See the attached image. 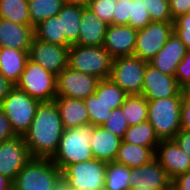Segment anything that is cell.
I'll list each match as a JSON object with an SVG mask.
<instances>
[{
    "label": "cell",
    "mask_w": 190,
    "mask_h": 190,
    "mask_svg": "<svg viewBox=\"0 0 190 190\" xmlns=\"http://www.w3.org/2000/svg\"><path fill=\"white\" fill-rule=\"evenodd\" d=\"M63 132L56 103H40L29 130L23 136L32 158L51 159L58 149Z\"/></svg>",
    "instance_id": "1"
},
{
    "label": "cell",
    "mask_w": 190,
    "mask_h": 190,
    "mask_svg": "<svg viewBox=\"0 0 190 190\" xmlns=\"http://www.w3.org/2000/svg\"><path fill=\"white\" fill-rule=\"evenodd\" d=\"M95 126L91 124L64 129L58 149L51 158L62 171L66 166L94 159L91 150V138Z\"/></svg>",
    "instance_id": "2"
},
{
    "label": "cell",
    "mask_w": 190,
    "mask_h": 190,
    "mask_svg": "<svg viewBox=\"0 0 190 190\" xmlns=\"http://www.w3.org/2000/svg\"><path fill=\"white\" fill-rule=\"evenodd\" d=\"M183 97L160 98L148 101V121L159 140L174 139L181 130Z\"/></svg>",
    "instance_id": "3"
},
{
    "label": "cell",
    "mask_w": 190,
    "mask_h": 190,
    "mask_svg": "<svg viewBox=\"0 0 190 190\" xmlns=\"http://www.w3.org/2000/svg\"><path fill=\"white\" fill-rule=\"evenodd\" d=\"M113 58L103 46L71 45L68 53V67L97 77L110 78Z\"/></svg>",
    "instance_id": "4"
},
{
    "label": "cell",
    "mask_w": 190,
    "mask_h": 190,
    "mask_svg": "<svg viewBox=\"0 0 190 190\" xmlns=\"http://www.w3.org/2000/svg\"><path fill=\"white\" fill-rule=\"evenodd\" d=\"M62 171L49 158H31L13 181V190H53Z\"/></svg>",
    "instance_id": "5"
},
{
    "label": "cell",
    "mask_w": 190,
    "mask_h": 190,
    "mask_svg": "<svg viewBox=\"0 0 190 190\" xmlns=\"http://www.w3.org/2000/svg\"><path fill=\"white\" fill-rule=\"evenodd\" d=\"M40 101L14 86L0 104V108L10 120L13 132L24 136L29 130Z\"/></svg>",
    "instance_id": "6"
},
{
    "label": "cell",
    "mask_w": 190,
    "mask_h": 190,
    "mask_svg": "<svg viewBox=\"0 0 190 190\" xmlns=\"http://www.w3.org/2000/svg\"><path fill=\"white\" fill-rule=\"evenodd\" d=\"M56 80L54 73L28 60L15 86L41 103L52 102L57 97Z\"/></svg>",
    "instance_id": "7"
},
{
    "label": "cell",
    "mask_w": 190,
    "mask_h": 190,
    "mask_svg": "<svg viewBox=\"0 0 190 190\" xmlns=\"http://www.w3.org/2000/svg\"><path fill=\"white\" fill-rule=\"evenodd\" d=\"M107 163L97 159L66 166L62 176L70 190H104Z\"/></svg>",
    "instance_id": "8"
},
{
    "label": "cell",
    "mask_w": 190,
    "mask_h": 190,
    "mask_svg": "<svg viewBox=\"0 0 190 190\" xmlns=\"http://www.w3.org/2000/svg\"><path fill=\"white\" fill-rule=\"evenodd\" d=\"M147 63L136 56L114 58L110 79L128 95H140Z\"/></svg>",
    "instance_id": "9"
},
{
    "label": "cell",
    "mask_w": 190,
    "mask_h": 190,
    "mask_svg": "<svg viewBox=\"0 0 190 190\" xmlns=\"http://www.w3.org/2000/svg\"><path fill=\"white\" fill-rule=\"evenodd\" d=\"M173 22L152 21L143 29H139L133 56L149 63L172 35Z\"/></svg>",
    "instance_id": "10"
},
{
    "label": "cell",
    "mask_w": 190,
    "mask_h": 190,
    "mask_svg": "<svg viewBox=\"0 0 190 190\" xmlns=\"http://www.w3.org/2000/svg\"><path fill=\"white\" fill-rule=\"evenodd\" d=\"M99 81L95 76L64 68L57 75V96L84 100L95 93Z\"/></svg>",
    "instance_id": "11"
},
{
    "label": "cell",
    "mask_w": 190,
    "mask_h": 190,
    "mask_svg": "<svg viewBox=\"0 0 190 190\" xmlns=\"http://www.w3.org/2000/svg\"><path fill=\"white\" fill-rule=\"evenodd\" d=\"M69 47L50 44L33 37L28 51L29 60L57 76L68 67Z\"/></svg>",
    "instance_id": "12"
},
{
    "label": "cell",
    "mask_w": 190,
    "mask_h": 190,
    "mask_svg": "<svg viewBox=\"0 0 190 190\" xmlns=\"http://www.w3.org/2000/svg\"><path fill=\"white\" fill-rule=\"evenodd\" d=\"M32 158L23 136H15L0 143V174L15 180L18 173Z\"/></svg>",
    "instance_id": "13"
},
{
    "label": "cell",
    "mask_w": 190,
    "mask_h": 190,
    "mask_svg": "<svg viewBox=\"0 0 190 190\" xmlns=\"http://www.w3.org/2000/svg\"><path fill=\"white\" fill-rule=\"evenodd\" d=\"M147 100L169 97H183L184 91L178 86L175 76H169L147 63L142 93Z\"/></svg>",
    "instance_id": "14"
},
{
    "label": "cell",
    "mask_w": 190,
    "mask_h": 190,
    "mask_svg": "<svg viewBox=\"0 0 190 190\" xmlns=\"http://www.w3.org/2000/svg\"><path fill=\"white\" fill-rule=\"evenodd\" d=\"M136 29L129 25H108L103 47L114 59L133 56L136 46Z\"/></svg>",
    "instance_id": "15"
},
{
    "label": "cell",
    "mask_w": 190,
    "mask_h": 190,
    "mask_svg": "<svg viewBox=\"0 0 190 190\" xmlns=\"http://www.w3.org/2000/svg\"><path fill=\"white\" fill-rule=\"evenodd\" d=\"M155 159L171 179L190 170V158L174 139L160 140L156 147Z\"/></svg>",
    "instance_id": "16"
},
{
    "label": "cell",
    "mask_w": 190,
    "mask_h": 190,
    "mask_svg": "<svg viewBox=\"0 0 190 190\" xmlns=\"http://www.w3.org/2000/svg\"><path fill=\"white\" fill-rule=\"evenodd\" d=\"M186 46L173 32L162 49L149 62L162 73L174 76L178 64L186 54Z\"/></svg>",
    "instance_id": "17"
},
{
    "label": "cell",
    "mask_w": 190,
    "mask_h": 190,
    "mask_svg": "<svg viewBox=\"0 0 190 190\" xmlns=\"http://www.w3.org/2000/svg\"><path fill=\"white\" fill-rule=\"evenodd\" d=\"M130 173L131 187L162 190L172 182V179L156 159L149 164L131 168Z\"/></svg>",
    "instance_id": "18"
},
{
    "label": "cell",
    "mask_w": 190,
    "mask_h": 190,
    "mask_svg": "<svg viewBox=\"0 0 190 190\" xmlns=\"http://www.w3.org/2000/svg\"><path fill=\"white\" fill-rule=\"evenodd\" d=\"M34 37L31 25H21L0 18V48L29 50Z\"/></svg>",
    "instance_id": "19"
},
{
    "label": "cell",
    "mask_w": 190,
    "mask_h": 190,
    "mask_svg": "<svg viewBox=\"0 0 190 190\" xmlns=\"http://www.w3.org/2000/svg\"><path fill=\"white\" fill-rule=\"evenodd\" d=\"M80 22L79 38L76 44L80 46H103L108 24L87 6L83 8Z\"/></svg>",
    "instance_id": "20"
},
{
    "label": "cell",
    "mask_w": 190,
    "mask_h": 190,
    "mask_svg": "<svg viewBox=\"0 0 190 190\" xmlns=\"http://www.w3.org/2000/svg\"><path fill=\"white\" fill-rule=\"evenodd\" d=\"M64 129L90 124L84 100L57 96L54 100Z\"/></svg>",
    "instance_id": "21"
},
{
    "label": "cell",
    "mask_w": 190,
    "mask_h": 190,
    "mask_svg": "<svg viewBox=\"0 0 190 190\" xmlns=\"http://www.w3.org/2000/svg\"><path fill=\"white\" fill-rule=\"evenodd\" d=\"M122 139L103 126H95L91 138V150L95 159L106 163L114 162Z\"/></svg>",
    "instance_id": "22"
},
{
    "label": "cell",
    "mask_w": 190,
    "mask_h": 190,
    "mask_svg": "<svg viewBox=\"0 0 190 190\" xmlns=\"http://www.w3.org/2000/svg\"><path fill=\"white\" fill-rule=\"evenodd\" d=\"M28 51L0 48V73L14 85L19 81L29 60Z\"/></svg>",
    "instance_id": "23"
},
{
    "label": "cell",
    "mask_w": 190,
    "mask_h": 190,
    "mask_svg": "<svg viewBox=\"0 0 190 190\" xmlns=\"http://www.w3.org/2000/svg\"><path fill=\"white\" fill-rule=\"evenodd\" d=\"M154 159L155 151L152 148L121 141L114 162L131 169L149 164Z\"/></svg>",
    "instance_id": "24"
},
{
    "label": "cell",
    "mask_w": 190,
    "mask_h": 190,
    "mask_svg": "<svg viewBox=\"0 0 190 190\" xmlns=\"http://www.w3.org/2000/svg\"><path fill=\"white\" fill-rule=\"evenodd\" d=\"M84 7L77 4H64L57 14L61 20L62 33L65 34L66 41L70 45H75L78 41L80 20Z\"/></svg>",
    "instance_id": "25"
},
{
    "label": "cell",
    "mask_w": 190,
    "mask_h": 190,
    "mask_svg": "<svg viewBox=\"0 0 190 190\" xmlns=\"http://www.w3.org/2000/svg\"><path fill=\"white\" fill-rule=\"evenodd\" d=\"M122 141L139 146L150 147L154 151H156V147L160 142L155 134L153 126L148 120L141 122L138 125L129 126Z\"/></svg>",
    "instance_id": "26"
},
{
    "label": "cell",
    "mask_w": 190,
    "mask_h": 190,
    "mask_svg": "<svg viewBox=\"0 0 190 190\" xmlns=\"http://www.w3.org/2000/svg\"><path fill=\"white\" fill-rule=\"evenodd\" d=\"M34 37L61 46H71L62 33L61 20L58 16H53L45 21L40 22L34 27Z\"/></svg>",
    "instance_id": "27"
},
{
    "label": "cell",
    "mask_w": 190,
    "mask_h": 190,
    "mask_svg": "<svg viewBox=\"0 0 190 190\" xmlns=\"http://www.w3.org/2000/svg\"><path fill=\"white\" fill-rule=\"evenodd\" d=\"M129 126L138 125L148 119V101L143 95H128L120 106Z\"/></svg>",
    "instance_id": "28"
},
{
    "label": "cell",
    "mask_w": 190,
    "mask_h": 190,
    "mask_svg": "<svg viewBox=\"0 0 190 190\" xmlns=\"http://www.w3.org/2000/svg\"><path fill=\"white\" fill-rule=\"evenodd\" d=\"M64 4L63 0H28L31 26L34 28L40 22L57 16Z\"/></svg>",
    "instance_id": "29"
},
{
    "label": "cell",
    "mask_w": 190,
    "mask_h": 190,
    "mask_svg": "<svg viewBox=\"0 0 190 190\" xmlns=\"http://www.w3.org/2000/svg\"><path fill=\"white\" fill-rule=\"evenodd\" d=\"M0 18L21 25H31L28 0H0Z\"/></svg>",
    "instance_id": "30"
},
{
    "label": "cell",
    "mask_w": 190,
    "mask_h": 190,
    "mask_svg": "<svg viewBox=\"0 0 190 190\" xmlns=\"http://www.w3.org/2000/svg\"><path fill=\"white\" fill-rule=\"evenodd\" d=\"M95 94L97 97L110 106V109L119 108L125 101L128 94L121 89L112 79L106 78L98 82Z\"/></svg>",
    "instance_id": "31"
},
{
    "label": "cell",
    "mask_w": 190,
    "mask_h": 190,
    "mask_svg": "<svg viewBox=\"0 0 190 190\" xmlns=\"http://www.w3.org/2000/svg\"><path fill=\"white\" fill-rule=\"evenodd\" d=\"M130 168L116 162L107 163L105 190H128L130 185Z\"/></svg>",
    "instance_id": "32"
},
{
    "label": "cell",
    "mask_w": 190,
    "mask_h": 190,
    "mask_svg": "<svg viewBox=\"0 0 190 190\" xmlns=\"http://www.w3.org/2000/svg\"><path fill=\"white\" fill-rule=\"evenodd\" d=\"M84 102L91 125L102 126L106 123L112 112L110 106L105 104L95 93L84 99Z\"/></svg>",
    "instance_id": "33"
},
{
    "label": "cell",
    "mask_w": 190,
    "mask_h": 190,
    "mask_svg": "<svg viewBox=\"0 0 190 190\" xmlns=\"http://www.w3.org/2000/svg\"><path fill=\"white\" fill-rule=\"evenodd\" d=\"M151 21H174L169 7V0H143Z\"/></svg>",
    "instance_id": "34"
},
{
    "label": "cell",
    "mask_w": 190,
    "mask_h": 190,
    "mask_svg": "<svg viewBox=\"0 0 190 190\" xmlns=\"http://www.w3.org/2000/svg\"><path fill=\"white\" fill-rule=\"evenodd\" d=\"M150 22L152 21L143 0H132L128 25L139 30Z\"/></svg>",
    "instance_id": "35"
},
{
    "label": "cell",
    "mask_w": 190,
    "mask_h": 190,
    "mask_svg": "<svg viewBox=\"0 0 190 190\" xmlns=\"http://www.w3.org/2000/svg\"><path fill=\"white\" fill-rule=\"evenodd\" d=\"M102 126L115 136L122 139L129 127V124L124 117L121 107H119L112 110L109 119Z\"/></svg>",
    "instance_id": "36"
},
{
    "label": "cell",
    "mask_w": 190,
    "mask_h": 190,
    "mask_svg": "<svg viewBox=\"0 0 190 190\" xmlns=\"http://www.w3.org/2000/svg\"><path fill=\"white\" fill-rule=\"evenodd\" d=\"M116 2L113 0H90L88 8L108 25L113 24V14Z\"/></svg>",
    "instance_id": "37"
},
{
    "label": "cell",
    "mask_w": 190,
    "mask_h": 190,
    "mask_svg": "<svg viewBox=\"0 0 190 190\" xmlns=\"http://www.w3.org/2000/svg\"><path fill=\"white\" fill-rule=\"evenodd\" d=\"M175 78L178 86L184 90H190V50L186 51L182 61L178 64Z\"/></svg>",
    "instance_id": "38"
},
{
    "label": "cell",
    "mask_w": 190,
    "mask_h": 190,
    "mask_svg": "<svg viewBox=\"0 0 190 190\" xmlns=\"http://www.w3.org/2000/svg\"><path fill=\"white\" fill-rule=\"evenodd\" d=\"M173 32L185 44L186 49L190 50V15L183 14L174 19Z\"/></svg>",
    "instance_id": "39"
},
{
    "label": "cell",
    "mask_w": 190,
    "mask_h": 190,
    "mask_svg": "<svg viewBox=\"0 0 190 190\" xmlns=\"http://www.w3.org/2000/svg\"><path fill=\"white\" fill-rule=\"evenodd\" d=\"M132 0L117 2L113 14V25H128Z\"/></svg>",
    "instance_id": "40"
},
{
    "label": "cell",
    "mask_w": 190,
    "mask_h": 190,
    "mask_svg": "<svg viewBox=\"0 0 190 190\" xmlns=\"http://www.w3.org/2000/svg\"><path fill=\"white\" fill-rule=\"evenodd\" d=\"M181 129L190 131V90H184L181 106Z\"/></svg>",
    "instance_id": "41"
},
{
    "label": "cell",
    "mask_w": 190,
    "mask_h": 190,
    "mask_svg": "<svg viewBox=\"0 0 190 190\" xmlns=\"http://www.w3.org/2000/svg\"><path fill=\"white\" fill-rule=\"evenodd\" d=\"M17 136L12 129L10 120L6 117L3 110L0 108V143L10 140Z\"/></svg>",
    "instance_id": "42"
},
{
    "label": "cell",
    "mask_w": 190,
    "mask_h": 190,
    "mask_svg": "<svg viewBox=\"0 0 190 190\" xmlns=\"http://www.w3.org/2000/svg\"><path fill=\"white\" fill-rule=\"evenodd\" d=\"M170 12L174 20L180 15L186 14L190 8V0H169Z\"/></svg>",
    "instance_id": "43"
},
{
    "label": "cell",
    "mask_w": 190,
    "mask_h": 190,
    "mask_svg": "<svg viewBox=\"0 0 190 190\" xmlns=\"http://www.w3.org/2000/svg\"><path fill=\"white\" fill-rule=\"evenodd\" d=\"M174 140L180 149L190 158V131L181 129L174 137Z\"/></svg>",
    "instance_id": "44"
},
{
    "label": "cell",
    "mask_w": 190,
    "mask_h": 190,
    "mask_svg": "<svg viewBox=\"0 0 190 190\" xmlns=\"http://www.w3.org/2000/svg\"><path fill=\"white\" fill-rule=\"evenodd\" d=\"M172 183L178 190H190V170L174 177Z\"/></svg>",
    "instance_id": "45"
},
{
    "label": "cell",
    "mask_w": 190,
    "mask_h": 190,
    "mask_svg": "<svg viewBox=\"0 0 190 190\" xmlns=\"http://www.w3.org/2000/svg\"><path fill=\"white\" fill-rule=\"evenodd\" d=\"M15 85L0 73V104Z\"/></svg>",
    "instance_id": "46"
},
{
    "label": "cell",
    "mask_w": 190,
    "mask_h": 190,
    "mask_svg": "<svg viewBox=\"0 0 190 190\" xmlns=\"http://www.w3.org/2000/svg\"><path fill=\"white\" fill-rule=\"evenodd\" d=\"M0 190H13V181L0 174Z\"/></svg>",
    "instance_id": "47"
},
{
    "label": "cell",
    "mask_w": 190,
    "mask_h": 190,
    "mask_svg": "<svg viewBox=\"0 0 190 190\" xmlns=\"http://www.w3.org/2000/svg\"><path fill=\"white\" fill-rule=\"evenodd\" d=\"M53 190H70L68 187V181L61 175L55 182Z\"/></svg>",
    "instance_id": "48"
},
{
    "label": "cell",
    "mask_w": 190,
    "mask_h": 190,
    "mask_svg": "<svg viewBox=\"0 0 190 190\" xmlns=\"http://www.w3.org/2000/svg\"><path fill=\"white\" fill-rule=\"evenodd\" d=\"M65 4L88 6L90 0H63Z\"/></svg>",
    "instance_id": "49"
},
{
    "label": "cell",
    "mask_w": 190,
    "mask_h": 190,
    "mask_svg": "<svg viewBox=\"0 0 190 190\" xmlns=\"http://www.w3.org/2000/svg\"><path fill=\"white\" fill-rule=\"evenodd\" d=\"M128 190H158V189H153V188H144V187H142V188H139V187H135V186H133V187H130Z\"/></svg>",
    "instance_id": "50"
},
{
    "label": "cell",
    "mask_w": 190,
    "mask_h": 190,
    "mask_svg": "<svg viewBox=\"0 0 190 190\" xmlns=\"http://www.w3.org/2000/svg\"><path fill=\"white\" fill-rule=\"evenodd\" d=\"M162 190H178L175 185L171 182L167 187L163 188Z\"/></svg>",
    "instance_id": "51"
}]
</instances>
